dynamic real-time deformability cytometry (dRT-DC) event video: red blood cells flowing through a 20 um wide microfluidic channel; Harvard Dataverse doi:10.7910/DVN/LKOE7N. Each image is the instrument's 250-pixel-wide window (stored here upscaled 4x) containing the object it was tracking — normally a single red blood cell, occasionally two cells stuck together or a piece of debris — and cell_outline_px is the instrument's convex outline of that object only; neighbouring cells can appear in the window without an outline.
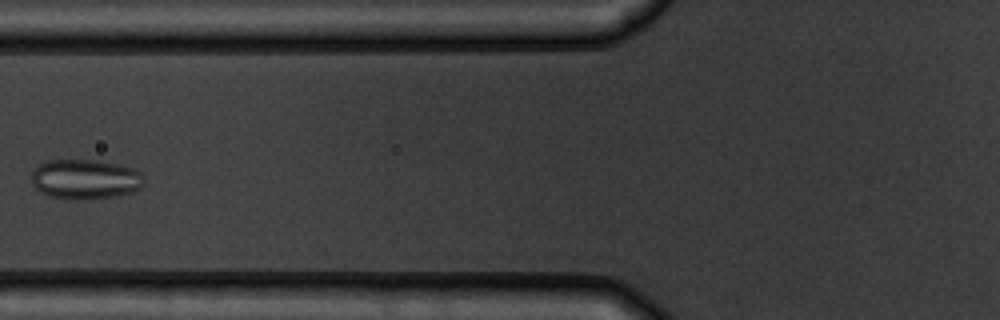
{"species": "common noctule bat (a hibernating species)", "species_latin": "Nyctalus noctula", "temperature_condition": "warm", "stored_images_in_passage": 6, "camera_frame_rate_fps": 3000, "um_per_image_px": 0.085, "animal": {"sex": "male", "body_mass_g": 19.5, "forearm_length_mm": 54.6}, "frame": {"image": 1, "passage_image": 5, "time_ms": 4.667, "image_size_px": [1000, 320], "cell_outline_px": [[144, 184], [140, 188], [132, 192], [112, 196], [84, 200], [76, 200], [48, 196], [40, 192], [32, 184], [32, 172], [40, 164], [48, 160], [96, 160], [136, 168], [140, 172], [144, 180]], "centroid_in_image_um": [7.25, 15.24], "position_along_channel_um": 118.6, "area_um2": 26.18}}